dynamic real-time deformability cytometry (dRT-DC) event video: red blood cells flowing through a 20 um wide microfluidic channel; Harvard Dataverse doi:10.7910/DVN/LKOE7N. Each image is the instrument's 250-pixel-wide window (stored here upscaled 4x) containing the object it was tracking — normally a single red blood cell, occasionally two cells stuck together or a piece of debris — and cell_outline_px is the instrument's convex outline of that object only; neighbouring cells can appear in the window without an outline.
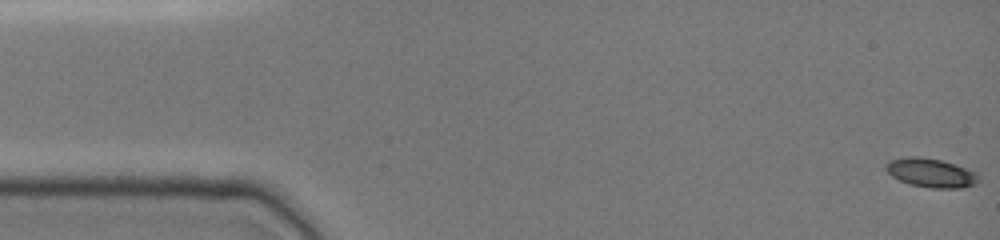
{"species": "common noctule bat (a hibernating species)", "species_latin": "Nyctalus noctula", "temperature_condition": "cold", "stored_images_in_passage": 49, "camera_frame_rate_fps": 3000, "um_per_image_px": 0.085, "animal": {"sex": "female", "body_mass_g": 19.0, "forearm_length_mm": 51.5}, "frame": {"image": 1, "passage_image": 1, "time_ms": 0.0, "image_size_px": [1000, 240], "cell_outline_px": [[980, 180], [976, 184], [960, 188], [932, 188], [908, 184], [892, 176], [884, 168], [892, 160], [908, 156], [920, 156], [940, 160], [976, 172]], "centroid_in_image_um": [79.14, 14.7], "position_along_channel_um": 5.9, "area_um2": 15.43}}
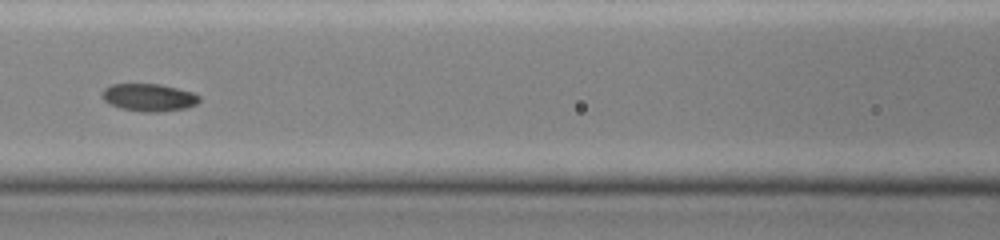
{"frame": {"image": 2, "passage_image": 22, "time_ms": 7.0, "image_size_px": [1000, 240], "cell_outline_px": [[200, 100], [196, 104], [188, 108], [160, 112], [144, 112], [120, 108], [104, 100], [100, 96], [100, 92], [104, 88], [112, 84], [160, 84], [192, 92], [200, 96]], "centroid_in_image_um": [12.65, 8.28], "position_along_channel_um": 154.0, "area_um2": 15.72}}
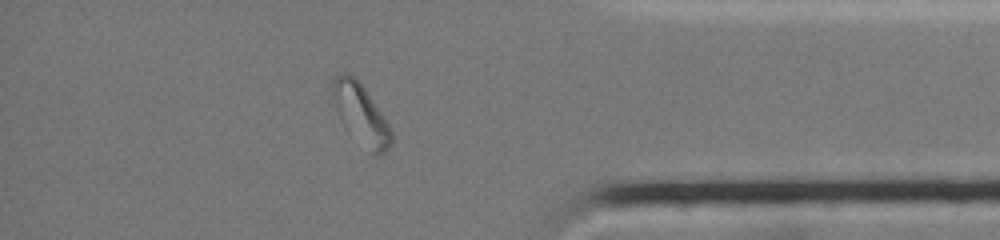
{"frame": {"image": 3, "passage_image": 42, "time_ms": 13.667, "image_size_px": [1000, 240], "cell_outline_px": [[392, 144], [380, 156], [376, 156], [344, 128], [340, 120], [332, 92], [332, 84], [336, 76], [340, 72], [348, 72], [356, 76], [388, 124], [392, 132]], "centroid_in_image_um": [30.66, 9.69], "position_along_channel_um": 404.5, "area_um2": 20.35}, "authors_computed_cell_mechanics": {"area_um2": 15.4904, "velocity_mm_per_s": 3.9476, "shape_relaxation_time_tau1_ms": 2.7769, "shape_relaxation_time_tau2_ms": 11.045, "deformation_change_tau1": 0.1038, "deformation_change_tau2": 0.1512}}